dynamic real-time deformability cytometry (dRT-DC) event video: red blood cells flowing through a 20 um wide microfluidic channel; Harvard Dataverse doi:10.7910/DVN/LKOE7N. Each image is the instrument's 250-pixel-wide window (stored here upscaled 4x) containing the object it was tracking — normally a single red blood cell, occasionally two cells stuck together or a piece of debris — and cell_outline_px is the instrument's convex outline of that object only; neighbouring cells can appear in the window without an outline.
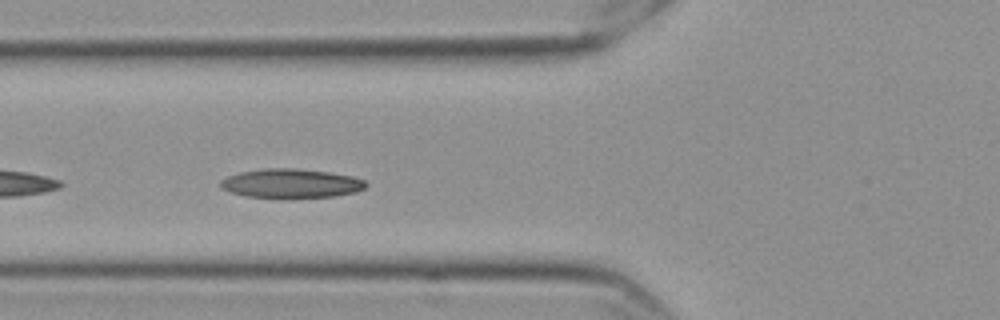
{"species": "Egyptian fruit bat (a non-hibernating species)", "species_latin": "Rousettus aegyptiacus", "temperature_condition": "cold", "stored_images_in_passage": 34, "camera_frame_rate_fps": 3000, "um_per_image_px": 0.085, "frame": {"image": 1, "passage_image": 5, "time_ms": 1.333, "image_size_px": [1000, 320], "cell_outline_px": [[368, 184], [364, 188], [356, 192], [336, 196], [284, 200], [276, 200], [248, 196], [228, 192], [220, 188], [220, 180], [228, 176], [240, 172], [264, 168], [296, 168], [328, 172], [352, 176], [364, 180]], "centroid_in_image_um": [24.71, 15.63], "position_along_channel_um": 101.1, "area_um2": 25.55}}
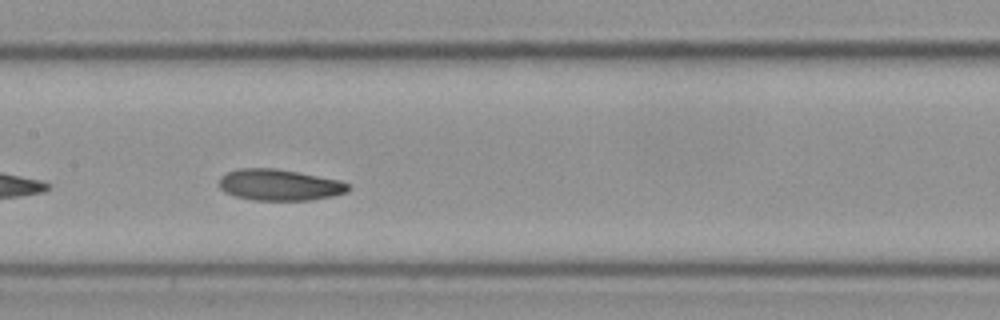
{"frame": {"image": 2, "passage_image": 12, "time_ms": 3.667, "image_size_px": [1000, 320], "cell_outline_px": [[348, 192], [332, 196], [312, 200], [252, 200], [236, 196], [224, 192], [220, 188], [220, 176], [228, 172], [240, 168], [276, 168], [340, 180], [348, 184]], "centroid_in_image_um": [23.74, 15.72], "position_along_channel_um": 183.7, "area_um2": 23.47}}
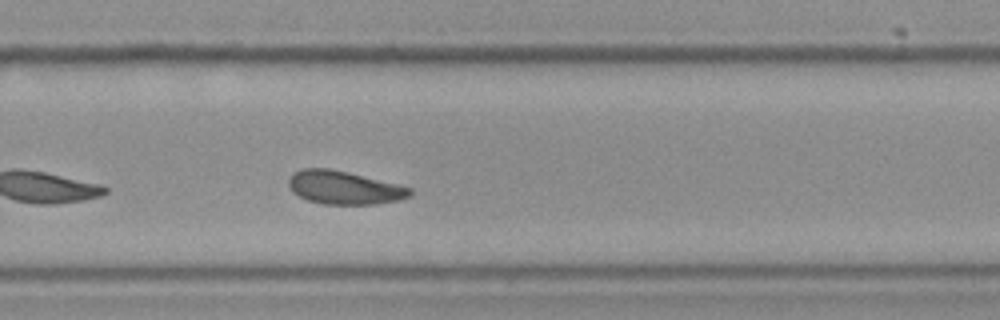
{"frame": {"image": 3, "passage_image": 22, "time_ms": 7.0, "image_size_px": [1000, 320], "cell_outline_px": [[412, 192], [408, 196], [400, 200], [376, 204], [324, 204], [308, 200], [292, 192], [288, 184], [288, 180], [292, 172], [304, 168], [328, 168], [412, 188]], "centroid_in_image_um": [29.2, 15.95], "position_along_channel_um": 300.6, "area_um2": 23.18}, "authors_computed_cell_mechanics": {"area_um2": 23.3801, "velocity_mm_per_s": 3.5162, "shape_relaxation_time_tau1_ms": 6.9703, "shape_relaxation_time_tau2_ms": 3.8438, "deformation_change_tau1": 0.1423, "deformation_change_tau2": 0.0989}}